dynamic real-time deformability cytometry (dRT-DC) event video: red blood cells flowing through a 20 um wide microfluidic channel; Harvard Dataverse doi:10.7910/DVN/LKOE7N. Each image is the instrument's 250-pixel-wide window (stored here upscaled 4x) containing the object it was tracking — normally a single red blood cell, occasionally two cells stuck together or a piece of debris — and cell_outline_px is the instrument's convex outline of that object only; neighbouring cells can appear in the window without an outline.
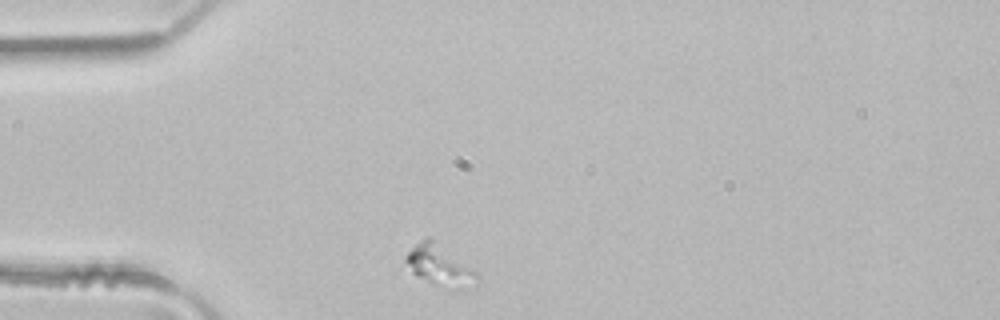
{"species": "common noctule bat (a hibernating species)", "species_latin": "Nyctalus noctula", "temperature_condition": "room temperature", "stored_images_in_passage": 30, "camera_frame_rate_fps": 3000, "um_per_image_px": 0.085, "animal": {"sex": "male", "body_mass_g": 21.5, "forearm_length_mm": 52.0}, "frame": {"image": 1, "passage_image": 1, "time_ms": 0.0, "image_size_px": [1000, 320], "cell_outline_px": [[480, 280], [460, 288], [428, 280], [416, 276], [412, 272], [404, 260], [404, 256], [424, 236], [428, 236], [476, 272], [480, 276]], "centroid_in_image_um": [37.31, 22.5], "position_along_channel_um": 47.7, "area_um2": 15.72}}
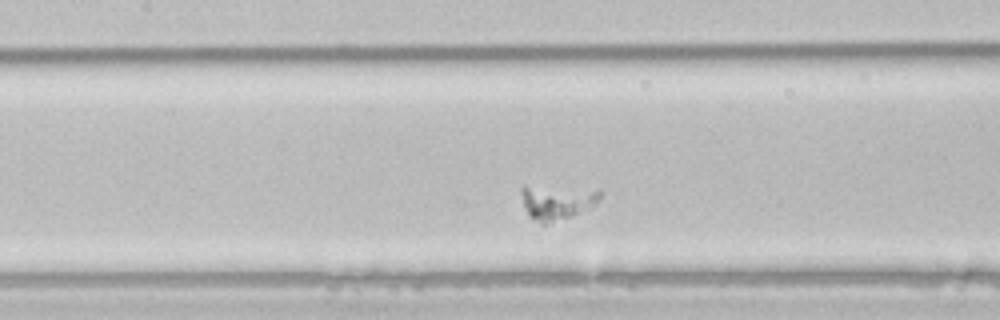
{"frame": {"image": 2, "passage_image": 11, "time_ms": 3.333, "image_size_px": [1000, 320], "cell_outline_px": [[600, 196], [592, 204], [572, 216], [544, 224], [536, 220], [528, 212], [524, 204], [520, 192], [520, 188], [528, 188], [600, 192]], "centroid_in_image_um": [47.25, 17.26], "position_along_channel_um": 160.1, "area_um2": 13.76}}
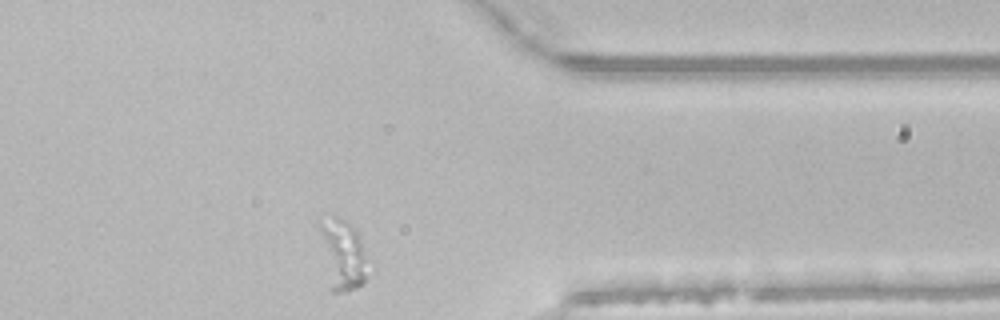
{"frame": {"image": 3, "passage_image": 29, "time_ms": 9.333, "image_size_px": [1000, 320], "cell_outline_px": [[376, 264], [364, 280], [356, 288], [344, 292], [332, 292], [328, 288], [320, 232], [320, 224], [332, 216], [336, 216], [344, 220], [356, 232]], "centroid_in_image_um": [29.24, 21.74], "position_along_channel_um": 382.2, "area_um2": 20.52}}